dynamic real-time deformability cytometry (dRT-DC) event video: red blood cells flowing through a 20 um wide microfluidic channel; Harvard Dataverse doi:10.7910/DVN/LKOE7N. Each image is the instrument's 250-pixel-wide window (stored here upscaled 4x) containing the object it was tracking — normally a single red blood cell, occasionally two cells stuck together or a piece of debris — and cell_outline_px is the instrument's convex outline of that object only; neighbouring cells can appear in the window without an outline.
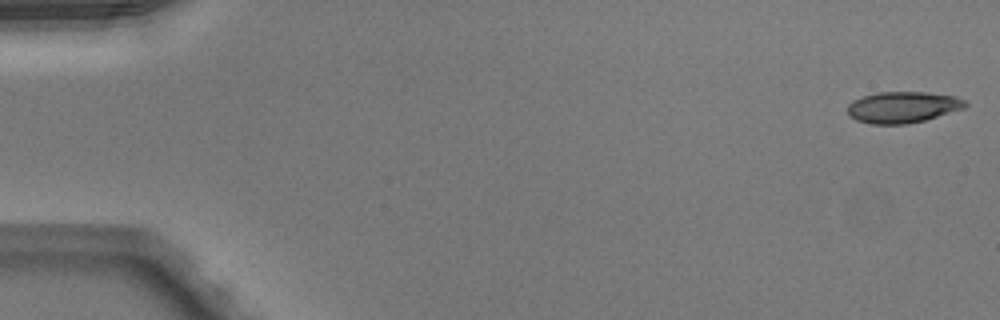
{"species": "Egyptian fruit bat (a non-hibernating species)", "species_latin": "Rousettus aegyptiacus", "temperature_condition": "warm", "stored_images_in_passage": 47, "camera_frame_rate_fps": 3000, "um_per_image_px": 0.085, "animal": {"sex": "male"}, "frame": {"image": 1, "passage_image": 1, "time_ms": 0.0, "image_size_px": [1000, 320], "cell_outline_px": [[968, 104], [964, 108], [924, 120], [908, 124], [872, 124], [856, 120], [848, 116], [848, 104], [852, 100], [876, 92], [928, 92], [956, 96], [964, 100]], "centroid_in_image_um": [76.71, 9.11], "position_along_channel_um": 8.3, "area_um2": 21.5}}
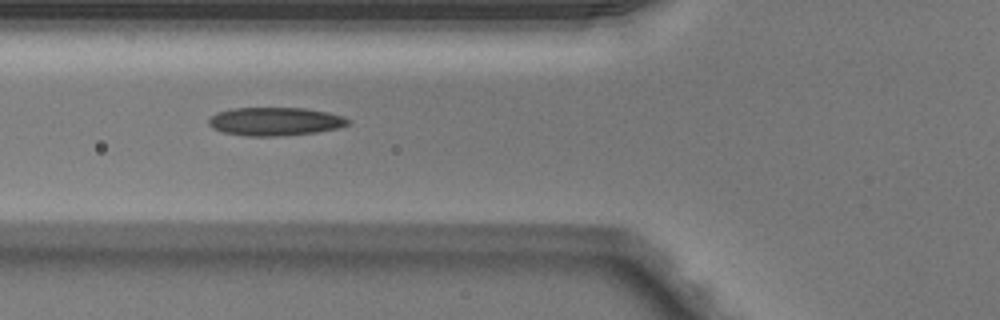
{"frame": {"image": 2, "passage_image": 19, "time_ms": 6.0, "image_size_px": [1000, 320], "cell_outline_px": [[348, 124], [340, 128], [316, 132], [280, 136], [244, 136], [224, 132], [212, 128], [208, 124], [208, 120], [216, 112], [232, 108], [304, 108], [328, 112], [344, 116], [348, 120]], "centroid_in_image_um": [23.37, 10.32], "position_along_channel_um": 102.4, "area_um2": 23.06}}
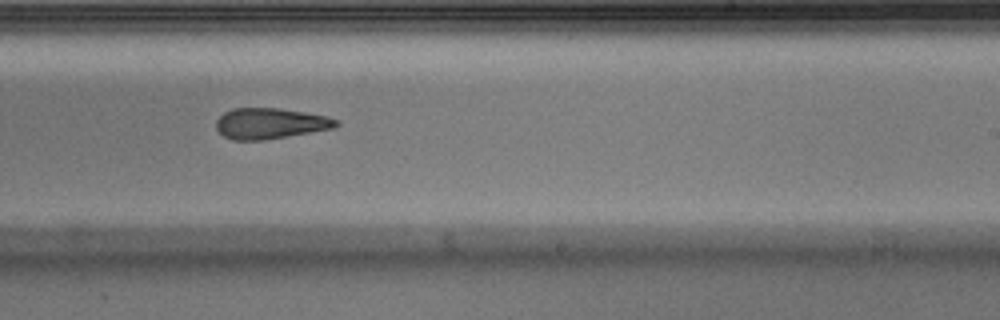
{"frame": {"image": 3, "passage_image": 31, "time_ms": 10.0, "image_size_px": [1000, 320], "cell_outline_px": [[340, 124], [332, 128], [264, 140], [232, 140], [224, 136], [216, 128], [216, 120], [224, 112], [232, 108], [280, 108], [328, 116], [340, 120]], "centroid_in_image_um": [22.96, 10.48], "position_along_channel_um": 266.0, "area_um2": 21.5}}